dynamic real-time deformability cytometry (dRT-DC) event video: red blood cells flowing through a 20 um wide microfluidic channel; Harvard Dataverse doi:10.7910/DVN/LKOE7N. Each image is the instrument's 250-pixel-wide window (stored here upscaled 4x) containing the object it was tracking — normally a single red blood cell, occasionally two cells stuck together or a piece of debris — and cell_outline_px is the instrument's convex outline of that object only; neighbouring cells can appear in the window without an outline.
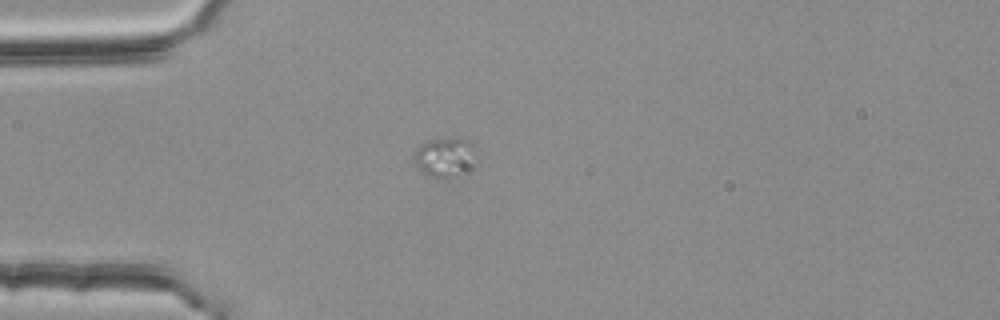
{"species": "common noctule bat (a hibernating species)", "species_latin": "Nyctalus noctula", "temperature_condition": "room temperature", "stored_images_in_passage": 3, "segment_of_instrument_passage": [2, 2], "camera_frame_rate_fps": 3000, "um_per_image_px": 0.085, "animal": {"sex": "female", "body_mass_g": 25.1}, "frame": {"image": 1, "passage_image": 3, "time_ms": 0.667, "image_size_px": [1000, 320], "cell_outline_px": [[476, 144], [472, 168], [468, 172], [460, 176], [432, 176], [416, 168], [412, 156], [416, 148], [420, 144], [428, 140], [452, 136], [460, 136]], "centroid_in_image_um": [37.84, 13.3], "position_along_channel_um": 47.2, "area_um2": 14.85}}